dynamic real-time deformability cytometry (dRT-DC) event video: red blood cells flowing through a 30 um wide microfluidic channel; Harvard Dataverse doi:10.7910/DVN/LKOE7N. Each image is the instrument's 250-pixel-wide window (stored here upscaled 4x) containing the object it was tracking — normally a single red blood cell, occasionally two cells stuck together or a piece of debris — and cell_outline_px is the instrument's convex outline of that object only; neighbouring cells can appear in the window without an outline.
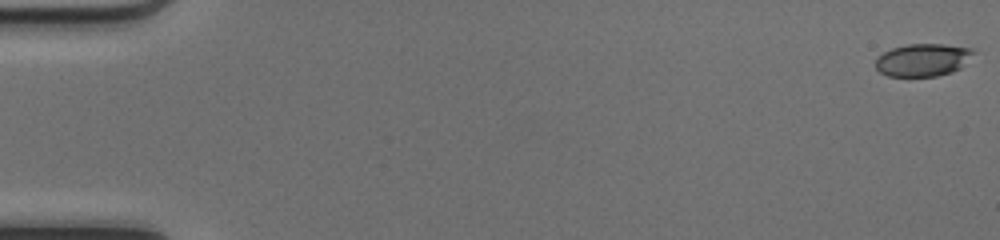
{"species": "common noctule bat (a hibernating species)", "species_latin": "Nyctalus noctula", "temperature_condition": "cold", "stored_images_in_passage": 50, "camera_frame_rate_fps": 3000, "um_per_image_px": 0.085, "animal": {"sex": "female", "body_mass_g": 17.0, "forearm_length_mm": 48.0}, "frame": {"image": 1, "passage_image": 1, "time_ms": 0.0, "image_size_px": [1000, 240], "cell_outline_px": [[976, 52], [960, 68], [952, 72], [936, 76], [888, 76], [880, 72], [876, 68], [876, 60], [884, 52], [892, 48], [908, 44], [944, 44], [972, 48]], "centroid_in_image_um": [78.47, 5.09], "position_along_channel_um": 6.5, "area_um2": 18.55}}
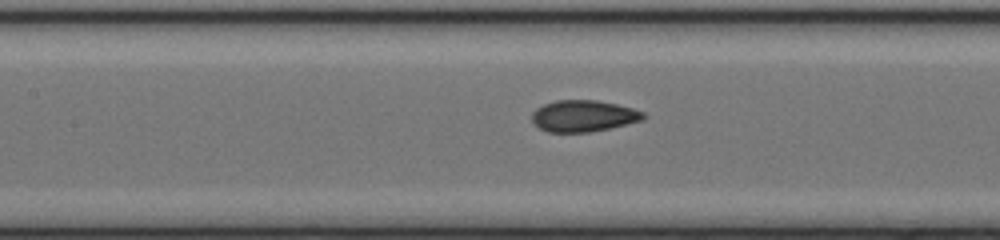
{"frame": {"image": 2, "passage_image": 24, "time_ms": 7.667, "image_size_px": [1000, 240], "cell_outline_px": [[648, 116], [644, 120], [608, 128], [588, 132], [548, 132], [540, 128], [532, 120], [532, 112], [536, 108], [544, 104], [556, 100], [596, 100], [616, 104], [632, 108], [644, 112]], "centroid_in_image_um": [49.61, 9.85], "position_along_channel_um": 157.8, "area_um2": 20.4}}
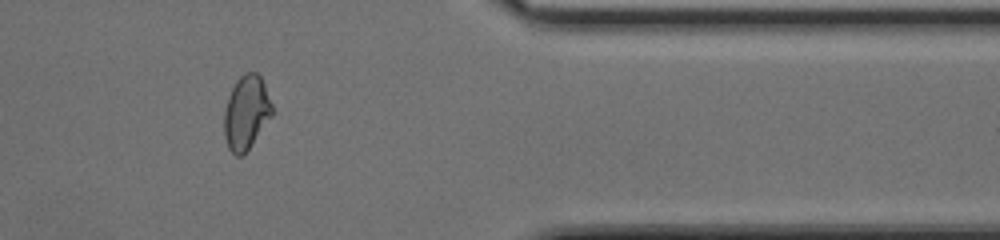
{"frame": {"image": 3, "passage_image": 42, "time_ms": 13.667, "image_size_px": [1000, 240], "cell_outline_px": [[272, 116], [244, 156], [236, 156], [228, 148], [224, 136], [224, 112], [228, 96], [236, 80], [244, 72], [256, 72], [260, 76], [264, 84], [272, 104]], "centroid_in_image_um": [20.92, 9.58], "position_along_channel_um": 390.5, "area_um2": 20.81}, "authors_computed_cell_mechanics": {"area_um2": 20.4034, "velocity_mm_per_s": 4.1935, "shape_relaxation_time_tau1_ms": null, "shape_relaxation_time_tau2_ms": 0.6199, "deformation_change_tau1": null, "deformation_change_tau2": 0.0464}}